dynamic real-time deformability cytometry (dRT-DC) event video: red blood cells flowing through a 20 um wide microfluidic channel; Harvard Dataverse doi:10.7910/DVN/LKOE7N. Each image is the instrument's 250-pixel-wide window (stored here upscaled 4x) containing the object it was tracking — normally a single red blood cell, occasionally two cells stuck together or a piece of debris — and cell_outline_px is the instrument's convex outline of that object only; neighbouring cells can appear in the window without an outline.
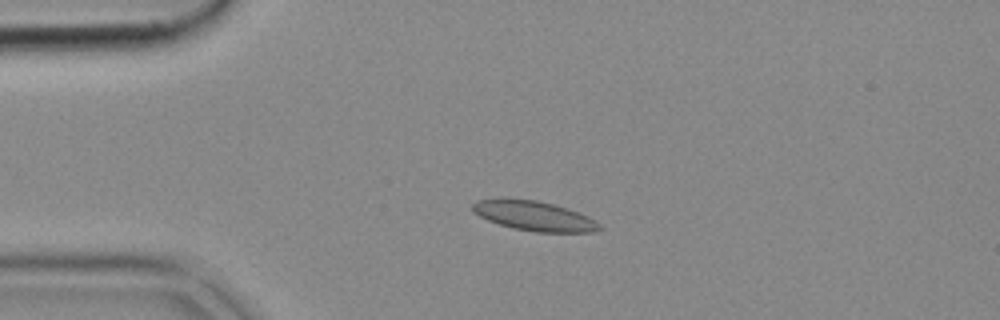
{"species": "common noctule bat (a hibernating species)", "species_latin": "Nyctalus noctula", "temperature_condition": "cold", "stored_images_in_passage": 52, "camera_frame_rate_fps": 3000, "um_per_image_px": 0.085, "animal": {"sex": "female", "body_mass_g": 18.4}, "frame": {"image": 1, "passage_image": 12, "time_ms": 3.667, "image_size_px": [1000, 320], "cell_outline_px": [[604, 228], [596, 232], [536, 232], [512, 228], [488, 220], [472, 212], [472, 204], [476, 200], [536, 200], [552, 204], [588, 216], [596, 220]], "centroid_in_image_um": [45.45, 18.39], "position_along_channel_um": 39.5, "area_um2": 21.5}}
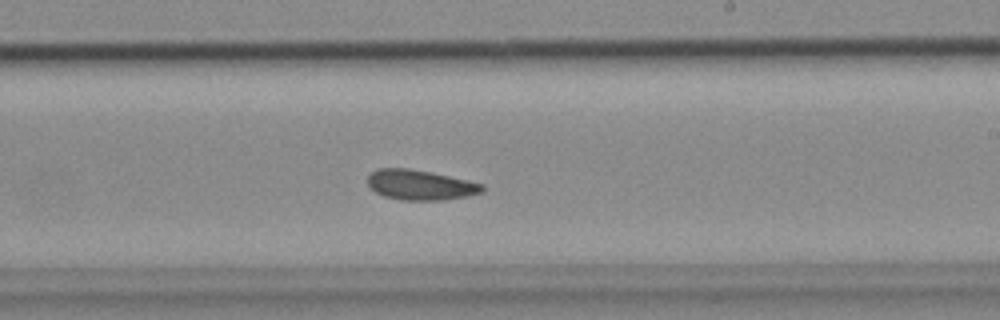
{"frame": {"image": 2, "passage_image": 31, "time_ms": 10.0, "image_size_px": [1000, 320], "cell_outline_px": [[484, 188], [480, 192], [468, 196], [444, 200], [400, 200], [384, 196], [376, 192], [368, 184], [368, 176], [372, 172], [380, 168], [408, 168], [432, 172], [468, 180], [484, 184]], "centroid_in_image_um": [35.73, 15.72], "position_along_channel_um": 253.3, "area_um2": 20.06}}
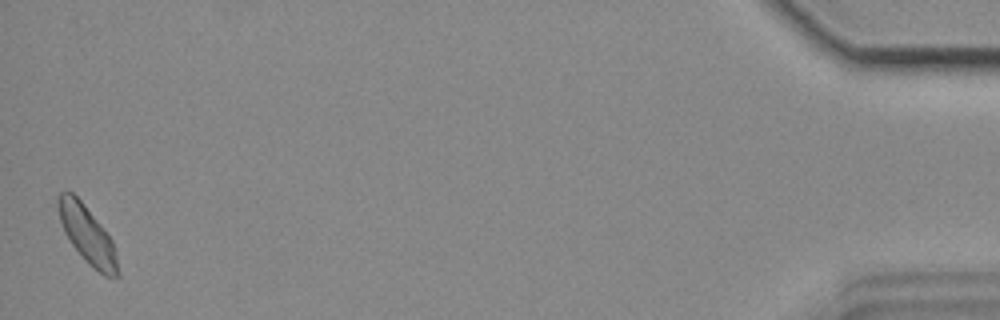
{"frame": {"image": 3, "passage_image": 52, "time_ms": 17.0, "image_size_px": [1000, 320], "cell_outline_px": [[120, 276], [104, 276], [88, 264], [72, 244], [64, 232], [60, 220], [56, 204], [56, 196], [60, 192], [72, 192], [84, 204], [100, 224], [112, 240], [116, 252], [120, 272]], "centroid_in_image_um": [7.41, 19.96], "position_along_channel_um": 427.8, "area_um2": 19.94}}